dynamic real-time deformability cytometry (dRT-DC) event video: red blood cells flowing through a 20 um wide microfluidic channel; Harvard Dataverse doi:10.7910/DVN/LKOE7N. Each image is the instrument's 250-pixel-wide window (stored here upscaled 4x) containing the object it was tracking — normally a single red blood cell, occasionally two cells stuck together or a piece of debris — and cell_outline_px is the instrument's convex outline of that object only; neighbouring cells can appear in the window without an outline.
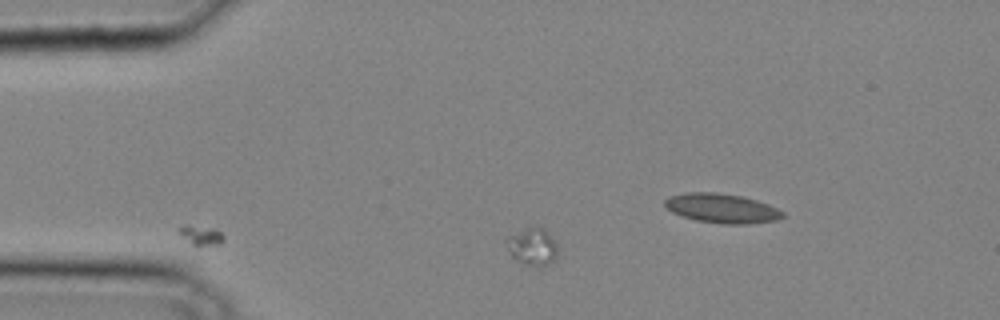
{"species": "common noctule bat (a hibernating species)", "species_latin": "Nyctalus noctula", "temperature_condition": "cold", "stored_images_in_passage": 31, "camera_frame_rate_fps": 3000, "um_per_image_px": 0.085, "animal": {"sex": "male", "body_mass_g": 20.4}, "frame": {"image": 1, "passage_image": 1, "time_ms": 0.0, "image_size_px": [1000, 320], "cell_outline_px": [[556, 260], [548, 264], [524, 264], [516, 260], [512, 256], [504, 240], [508, 236], [524, 228], [544, 228], [548, 232], [556, 244]], "centroid_in_image_um": [45.23, 20.94], "position_along_channel_um": 39.8, "area_um2": 10.81}}